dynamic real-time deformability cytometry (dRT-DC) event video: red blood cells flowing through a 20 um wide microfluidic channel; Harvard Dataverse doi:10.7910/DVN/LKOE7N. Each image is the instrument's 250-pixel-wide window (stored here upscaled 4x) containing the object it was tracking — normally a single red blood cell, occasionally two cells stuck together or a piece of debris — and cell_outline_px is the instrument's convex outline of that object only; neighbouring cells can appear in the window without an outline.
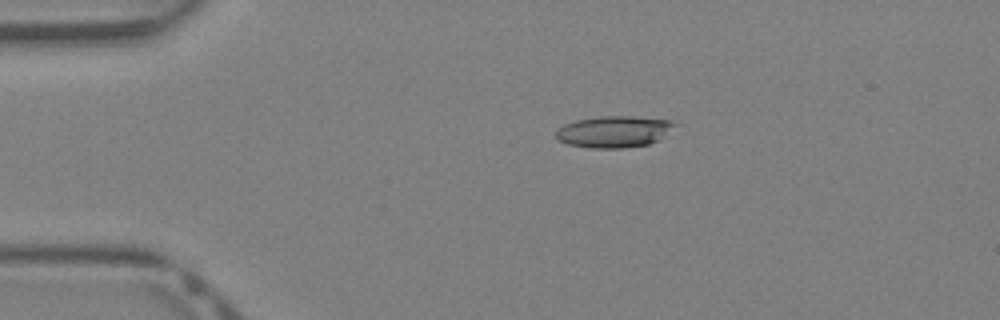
{"species": "Egyptian fruit bat (a non-hibernating species)", "species_latin": "Rousettus aegyptiacus", "temperature_condition": "warm", "stored_images_in_passage": 34, "camera_frame_rate_fps": 3000, "um_per_image_px": 0.085, "animal": {"sex": "female"}, "frame": {"image": 1, "passage_image": 2, "time_ms": 0.333, "image_size_px": [1000, 320], "cell_outline_px": [[676, 124], [660, 140], [648, 144], [624, 148], [592, 148], [568, 144], [556, 140], [556, 128], [564, 124], [576, 120], [604, 116], [628, 116], [672, 120]], "centroid_in_image_um": [52.16, 11.19], "position_along_channel_um": 32.8, "area_um2": 21.85}}
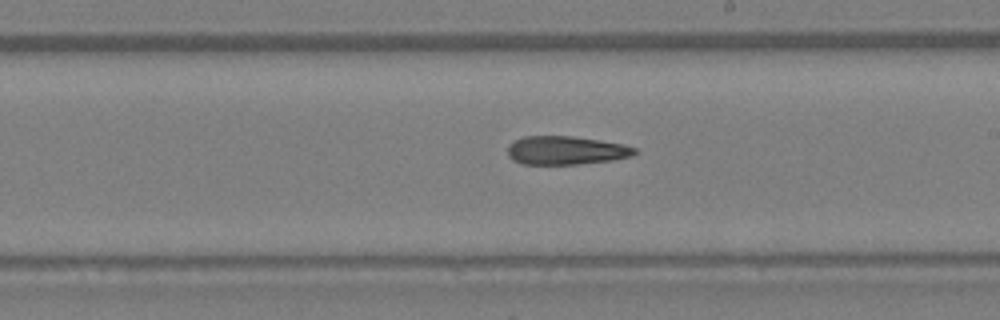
{"frame": {"image": 2, "passage_image": 17, "time_ms": 5.333, "image_size_px": [1000, 320], "cell_outline_px": [[636, 152], [632, 156], [612, 160], [576, 164], [520, 164], [512, 160], [508, 156], [508, 144], [524, 136], [572, 136], [600, 140], [624, 144], [636, 148]], "centroid_in_image_um": [48.08, 12.78], "position_along_channel_um": 240.9, "area_um2": 21.15}}
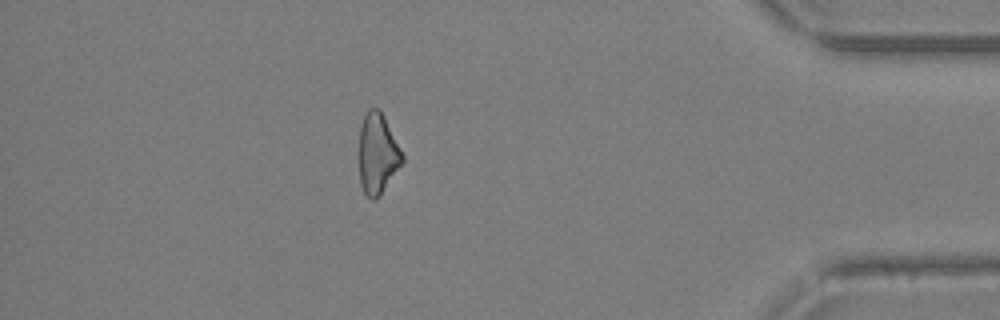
{"frame": {"image": 3, "passage_image": 29, "time_ms": 9.333, "image_size_px": [1000, 320], "cell_outline_px": [[404, 164], [380, 196], [376, 200], [368, 200], [360, 184], [360, 124], [368, 108], [380, 108], [404, 156]], "centroid_in_image_um": [32.12, 13.11], "position_along_channel_um": 403.1, "area_um2": 20.63}}